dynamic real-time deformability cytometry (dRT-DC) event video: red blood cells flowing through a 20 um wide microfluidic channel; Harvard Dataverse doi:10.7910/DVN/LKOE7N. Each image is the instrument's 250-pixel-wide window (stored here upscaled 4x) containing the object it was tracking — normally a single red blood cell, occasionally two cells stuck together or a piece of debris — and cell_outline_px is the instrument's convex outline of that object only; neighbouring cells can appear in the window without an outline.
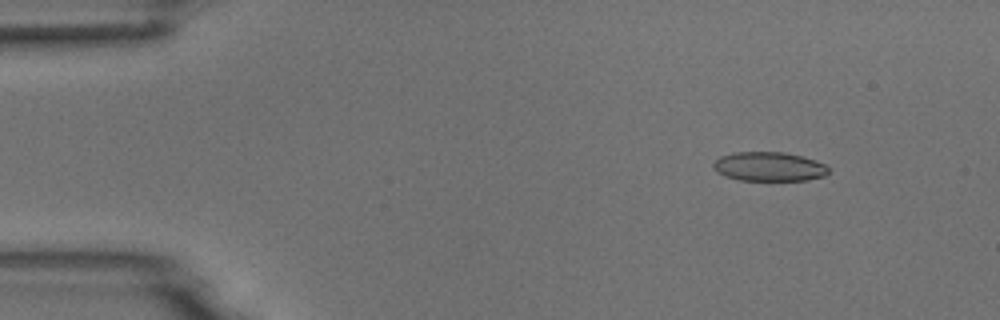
{"species": "common noctule bat (a hibernating species)", "species_latin": "Nyctalus noctula", "temperature_condition": "room temperature", "stored_images_in_passage": 4, "camera_frame_rate_fps": 3000, "um_per_image_px": 0.085, "animal": {"sex": "male", "body_mass_g": 18.8}, "frame": {"image": 1, "passage_image": 2, "time_ms": 1.333, "image_size_px": [1000, 320], "cell_outline_px": [[828, 172], [824, 176], [808, 180], [740, 180], [724, 176], [716, 172], [712, 168], [712, 164], [720, 156], [736, 152], [784, 152], [816, 160], [824, 164], [828, 168]], "centroid_in_image_um": [65.33, 14.16], "position_along_channel_um": 19.7, "area_um2": 19.59}}
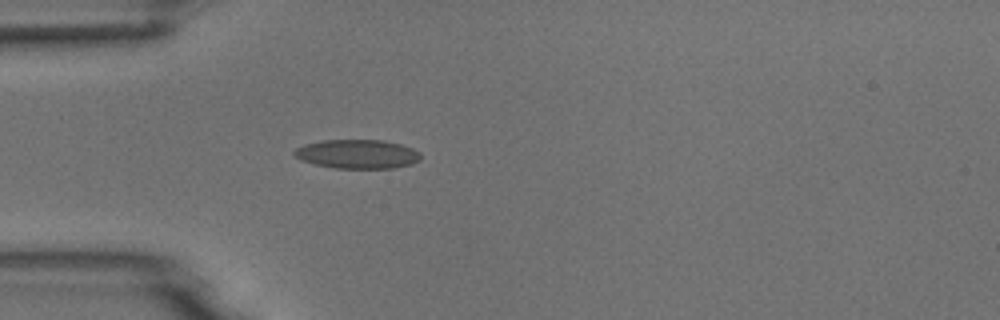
{"frame": {"image": 2, "passage_image": 4, "time_ms": 4.333, "image_size_px": [1000, 320], "cell_outline_px": [[420, 160], [412, 164], [392, 168], [336, 168], [316, 164], [300, 160], [292, 152], [296, 148], [304, 144], [324, 140], [384, 140], [400, 144], [412, 148], [420, 152]], "centroid_in_image_um": [30.38, 13.09], "position_along_channel_um": 54.6, "area_um2": 21.33}}